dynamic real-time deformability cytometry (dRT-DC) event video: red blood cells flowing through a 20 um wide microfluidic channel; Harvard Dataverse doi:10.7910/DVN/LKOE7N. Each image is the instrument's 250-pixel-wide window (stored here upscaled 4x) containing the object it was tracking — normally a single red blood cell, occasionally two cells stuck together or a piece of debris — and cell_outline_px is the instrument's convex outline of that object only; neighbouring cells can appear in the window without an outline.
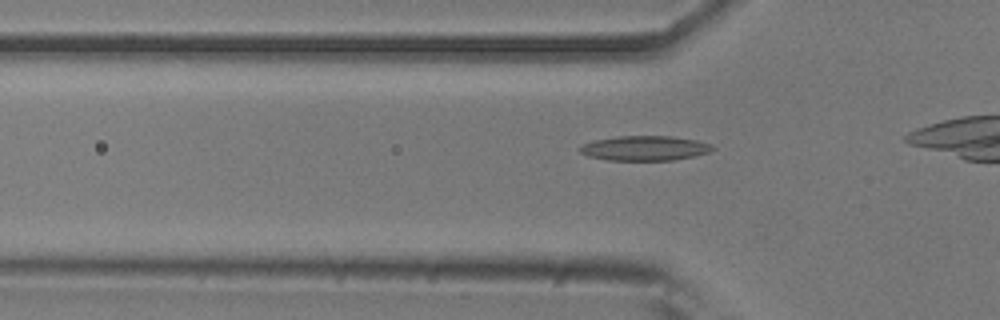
{"species": "common noctule bat (a hibernating species)", "species_latin": "Nyctalus noctula", "temperature_condition": "room temperature", "stored_images_in_passage": 7, "camera_frame_rate_fps": 3000, "um_per_image_px": 0.085, "animal": {"sex": "male", "body_mass_g": 20.5, "forearm_length_mm": 52.5}, "frame": {"image": 1, "passage_image": 5, "time_ms": 1.333, "image_size_px": [1000, 320], "cell_outline_px": [[716, 148], [708, 152], [696, 156], [672, 160], [608, 160], [588, 156], [580, 152], [580, 148], [584, 144], [596, 140], [616, 136], [672, 136], [696, 140], [712, 144]], "centroid_in_image_um": [54.85, 12.59], "position_along_channel_um": 70.9, "area_um2": 19.07}}